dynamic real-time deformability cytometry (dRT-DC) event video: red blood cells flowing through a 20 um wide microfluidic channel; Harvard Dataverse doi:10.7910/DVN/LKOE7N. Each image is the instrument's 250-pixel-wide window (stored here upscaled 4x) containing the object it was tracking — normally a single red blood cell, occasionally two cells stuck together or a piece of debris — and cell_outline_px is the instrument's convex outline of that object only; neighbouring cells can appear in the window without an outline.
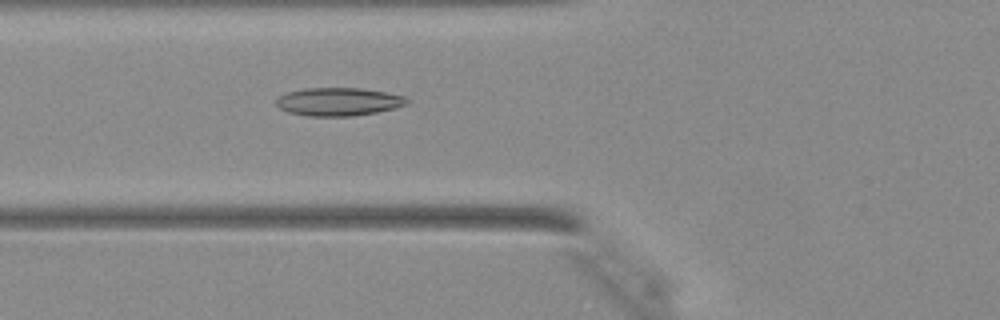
{"species": "Egyptian fruit bat (a non-hibernating species)", "species_latin": "Rousettus aegyptiacus", "temperature_condition": "warm", "stored_images_in_passage": 32, "camera_frame_rate_fps": 3000, "um_per_image_px": 0.085, "animal": {"sex": "female"}, "frame": {"image": 1, "passage_image": 7, "time_ms": 2.0, "image_size_px": [1000, 320], "cell_outline_px": [[408, 104], [376, 112], [352, 116], [308, 116], [288, 112], [280, 108], [276, 104], [276, 100], [280, 96], [288, 92], [304, 88], [360, 88], [388, 92], [404, 96], [408, 100]], "centroid_in_image_um": [28.77, 8.64], "position_along_channel_um": 97.0, "area_um2": 21.33}}
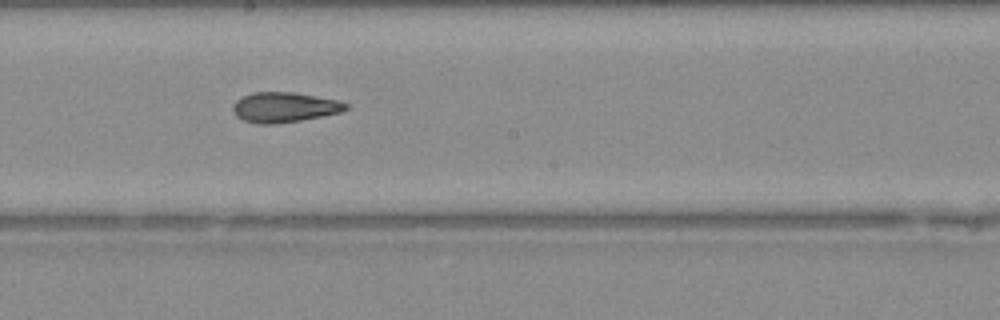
{"frame": {"image": 2, "passage_image": 15, "time_ms": 4.667, "image_size_px": [1000, 320], "cell_outline_px": [[348, 108], [340, 112], [300, 120], [276, 124], [256, 124], [244, 120], [236, 116], [232, 108], [232, 104], [236, 100], [252, 92], [292, 92], [336, 100], [348, 104]], "centroid_in_image_um": [24.11, 9.12], "position_along_channel_um": 224.1, "area_um2": 19.59}}
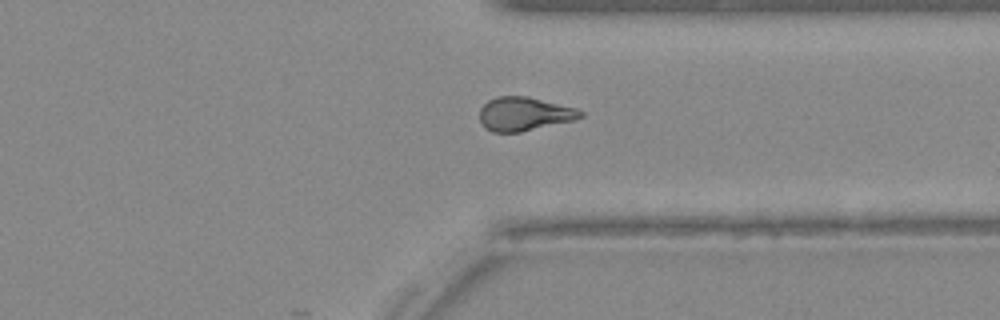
{"frame": {"image": 3, "passage_image": 24, "time_ms": 7.667, "image_size_px": [1000, 320], "cell_outline_px": [[584, 116], [576, 120], [520, 132], [492, 132], [484, 128], [480, 120], [480, 108], [488, 100], [496, 96], [528, 96], [576, 108], [584, 112]], "centroid_in_image_um": [44.57, 9.68], "position_along_channel_um": 366.8, "area_um2": 20.0}}